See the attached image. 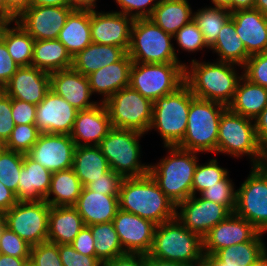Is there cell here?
Returning <instances> with one entry per match:
<instances>
[{
    "mask_svg": "<svg viewBox=\"0 0 267 266\" xmlns=\"http://www.w3.org/2000/svg\"><path fill=\"white\" fill-rule=\"evenodd\" d=\"M118 199L119 209L136 214L156 225L176 217V205L149 174L123 178Z\"/></svg>",
    "mask_w": 267,
    "mask_h": 266,
    "instance_id": "6da1fadb",
    "label": "cell"
},
{
    "mask_svg": "<svg viewBox=\"0 0 267 266\" xmlns=\"http://www.w3.org/2000/svg\"><path fill=\"white\" fill-rule=\"evenodd\" d=\"M235 66L239 65L221 61L200 62L193 59L191 66H185V83L194 97L228 106L243 76V74L238 75Z\"/></svg>",
    "mask_w": 267,
    "mask_h": 266,
    "instance_id": "7a4b0ae2",
    "label": "cell"
},
{
    "mask_svg": "<svg viewBox=\"0 0 267 266\" xmlns=\"http://www.w3.org/2000/svg\"><path fill=\"white\" fill-rule=\"evenodd\" d=\"M164 148L167 149L169 156L161 158L158 164H149L148 174L177 206L192 196V183L199 153L177 146H164Z\"/></svg>",
    "mask_w": 267,
    "mask_h": 266,
    "instance_id": "3957f363",
    "label": "cell"
},
{
    "mask_svg": "<svg viewBox=\"0 0 267 266\" xmlns=\"http://www.w3.org/2000/svg\"><path fill=\"white\" fill-rule=\"evenodd\" d=\"M228 107L222 103L194 98L183 140L177 147L198 153H216L219 124Z\"/></svg>",
    "mask_w": 267,
    "mask_h": 266,
    "instance_id": "277c9868",
    "label": "cell"
},
{
    "mask_svg": "<svg viewBox=\"0 0 267 266\" xmlns=\"http://www.w3.org/2000/svg\"><path fill=\"white\" fill-rule=\"evenodd\" d=\"M189 86L184 83L173 93L153 102L152 122L149 131L157 130L164 146H177L185 136L191 101Z\"/></svg>",
    "mask_w": 267,
    "mask_h": 266,
    "instance_id": "5b68a950",
    "label": "cell"
},
{
    "mask_svg": "<svg viewBox=\"0 0 267 266\" xmlns=\"http://www.w3.org/2000/svg\"><path fill=\"white\" fill-rule=\"evenodd\" d=\"M150 256L190 265L204 255L203 238L188 230L176 217L156 226Z\"/></svg>",
    "mask_w": 267,
    "mask_h": 266,
    "instance_id": "8992f818",
    "label": "cell"
},
{
    "mask_svg": "<svg viewBox=\"0 0 267 266\" xmlns=\"http://www.w3.org/2000/svg\"><path fill=\"white\" fill-rule=\"evenodd\" d=\"M217 153L236 158L246 155L252 166L262 165L265 152L259 144L254 120L227 108L220 118Z\"/></svg>",
    "mask_w": 267,
    "mask_h": 266,
    "instance_id": "52a82bcc",
    "label": "cell"
},
{
    "mask_svg": "<svg viewBox=\"0 0 267 266\" xmlns=\"http://www.w3.org/2000/svg\"><path fill=\"white\" fill-rule=\"evenodd\" d=\"M143 133L112 127L98 145L106 157L110 169L123 178L142 177L148 174L150 165L141 163L140 138Z\"/></svg>",
    "mask_w": 267,
    "mask_h": 266,
    "instance_id": "ba28073f",
    "label": "cell"
},
{
    "mask_svg": "<svg viewBox=\"0 0 267 266\" xmlns=\"http://www.w3.org/2000/svg\"><path fill=\"white\" fill-rule=\"evenodd\" d=\"M172 39V35L162 30L150 18L135 19L127 53L133 62L181 63Z\"/></svg>",
    "mask_w": 267,
    "mask_h": 266,
    "instance_id": "9c48e42d",
    "label": "cell"
},
{
    "mask_svg": "<svg viewBox=\"0 0 267 266\" xmlns=\"http://www.w3.org/2000/svg\"><path fill=\"white\" fill-rule=\"evenodd\" d=\"M186 63L133 62L130 87L154 102L173 93L185 83Z\"/></svg>",
    "mask_w": 267,
    "mask_h": 266,
    "instance_id": "30bf717a",
    "label": "cell"
},
{
    "mask_svg": "<svg viewBox=\"0 0 267 266\" xmlns=\"http://www.w3.org/2000/svg\"><path fill=\"white\" fill-rule=\"evenodd\" d=\"M104 104L112 127L135 130L143 134L149 132L153 102L130 86L114 93Z\"/></svg>",
    "mask_w": 267,
    "mask_h": 266,
    "instance_id": "8fae6325",
    "label": "cell"
},
{
    "mask_svg": "<svg viewBox=\"0 0 267 266\" xmlns=\"http://www.w3.org/2000/svg\"><path fill=\"white\" fill-rule=\"evenodd\" d=\"M50 205L43 200L18 201L3 213L6 227L29 245H38L48 239Z\"/></svg>",
    "mask_w": 267,
    "mask_h": 266,
    "instance_id": "7c38bea8",
    "label": "cell"
},
{
    "mask_svg": "<svg viewBox=\"0 0 267 266\" xmlns=\"http://www.w3.org/2000/svg\"><path fill=\"white\" fill-rule=\"evenodd\" d=\"M234 213L262 233L267 231V168L252 166L250 174L237 189Z\"/></svg>",
    "mask_w": 267,
    "mask_h": 266,
    "instance_id": "4fadbf2b",
    "label": "cell"
},
{
    "mask_svg": "<svg viewBox=\"0 0 267 266\" xmlns=\"http://www.w3.org/2000/svg\"><path fill=\"white\" fill-rule=\"evenodd\" d=\"M179 210V211H178ZM231 212L221 204L192 195L176 206V218L202 238Z\"/></svg>",
    "mask_w": 267,
    "mask_h": 266,
    "instance_id": "5bb4252c",
    "label": "cell"
},
{
    "mask_svg": "<svg viewBox=\"0 0 267 266\" xmlns=\"http://www.w3.org/2000/svg\"><path fill=\"white\" fill-rule=\"evenodd\" d=\"M76 144L70 135L41 133L27 155L51 172L73 167Z\"/></svg>",
    "mask_w": 267,
    "mask_h": 266,
    "instance_id": "9a60e30c",
    "label": "cell"
},
{
    "mask_svg": "<svg viewBox=\"0 0 267 266\" xmlns=\"http://www.w3.org/2000/svg\"><path fill=\"white\" fill-rule=\"evenodd\" d=\"M112 223L125 253L143 255L150 253L157 226L155 223L121 209L118 210Z\"/></svg>",
    "mask_w": 267,
    "mask_h": 266,
    "instance_id": "2e32d148",
    "label": "cell"
},
{
    "mask_svg": "<svg viewBox=\"0 0 267 266\" xmlns=\"http://www.w3.org/2000/svg\"><path fill=\"white\" fill-rule=\"evenodd\" d=\"M134 19L120 12L90 11V31L93 43L129 50Z\"/></svg>",
    "mask_w": 267,
    "mask_h": 266,
    "instance_id": "e0dca14e",
    "label": "cell"
},
{
    "mask_svg": "<svg viewBox=\"0 0 267 266\" xmlns=\"http://www.w3.org/2000/svg\"><path fill=\"white\" fill-rule=\"evenodd\" d=\"M73 11L70 7L30 6L17 19L34 40L57 39Z\"/></svg>",
    "mask_w": 267,
    "mask_h": 266,
    "instance_id": "ac0fdd59",
    "label": "cell"
},
{
    "mask_svg": "<svg viewBox=\"0 0 267 266\" xmlns=\"http://www.w3.org/2000/svg\"><path fill=\"white\" fill-rule=\"evenodd\" d=\"M77 112L78 110L50 89L37 105L35 125L41 133L70 135Z\"/></svg>",
    "mask_w": 267,
    "mask_h": 266,
    "instance_id": "d6986e66",
    "label": "cell"
},
{
    "mask_svg": "<svg viewBox=\"0 0 267 266\" xmlns=\"http://www.w3.org/2000/svg\"><path fill=\"white\" fill-rule=\"evenodd\" d=\"M259 232L246 219L231 213L203 237L204 255H214L220 249L251 241Z\"/></svg>",
    "mask_w": 267,
    "mask_h": 266,
    "instance_id": "ffe728a7",
    "label": "cell"
},
{
    "mask_svg": "<svg viewBox=\"0 0 267 266\" xmlns=\"http://www.w3.org/2000/svg\"><path fill=\"white\" fill-rule=\"evenodd\" d=\"M50 90V73L31 66H21L3 87L11 98L38 105Z\"/></svg>",
    "mask_w": 267,
    "mask_h": 266,
    "instance_id": "44dd1931",
    "label": "cell"
},
{
    "mask_svg": "<svg viewBox=\"0 0 267 266\" xmlns=\"http://www.w3.org/2000/svg\"><path fill=\"white\" fill-rule=\"evenodd\" d=\"M50 89L78 111L90 109L100 103L90 100L93 94L88 76L72 67L50 73Z\"/></svg>",
    "mask_w": 267,
    "mask_h": 266,
    "instance_id": "7402d4cb",
    "label": "cell"
},
{
    "mask_svg": "<svg viewBox=\"0 0 267 266\" xmlns=\"http://www.w3.org/2000/svg\"><path fill=\"white\" fill-rule=\"evenodd\" d=\"M111 128L108 110L100 102L90 109L77 112L70 136L76 146H98Z\"/></svg>",
    "mask_w": 267,
    "mask_h": 266,
    "instance_id": "603a6c76",
    "label": "cell"
},
{
    "mask_svg": "<svg viewBox=\"0 0 267 266\" xmlns=\"http://www.w3.org/2000/svg\"><path fill=\"white\" fill-rule=\"evenodd\" d=\"M231 17L236 32L250 55L267 51V16L252 8L231 12Z\"/></svg>",
    "mask_w": 267,
    "mask_h": 266,
    "instance_id": "cb8c5ba5",
    "label": "cell"
},
{
    "mask_svg": "<svg viewBox=\"0 0 267 266\" xmlns=\"http://www.w3.org/2000/svg\"><path fill=\"white\" fill-rule=\"evenodd\" d=\"M132 64V59L126 53L119 61L88 75L92 94L102 95L100 102L105 103L114 93L128 87Z\"/></svg>",
    "mask_w": 267,
    "mask_h": 266,
    "instance_id": "d4e9b609",
    "label": "cell"
},
{
    "mask_svg": "<svg viewBox=\"0 0 267 266\" xmlns=\"http://www.w3.org/2000/svg\"><path fill=\"white\" fill-rule=\"evenodd\" d=\"M85 226L112 222L119 210L118 196L103 195L83 187L74 205Z\"/></svg>",
    "mask_w": 267,
    "mask_h": 266,
    "instance_id": "484cf974",
    "label": "cell"
},
{
    "mask_svg": "<svg viewBox=\"0 0 267 266\" xmlns=\"http://www.w3.org/2000/svg\"><path fill=\"white\" fill-rule=\"evenodd\" d=\"M52 172L24 154L17 186L19 201L43 200L49 191Z\"/></svg>",
    "mask_w": 267,
    "mask_h": 266,
    "instance_id": "4316f807",
    "label": "cell"
},
{
    "mask_svg": "<svg viewBox=\"0 0 267 266\" xmlns=\"http://www.w3.org/2000/svg\"><path fill=\"white\" fill-rule=\"evenodd\" d=\"M85 226L74 206H51L49 210L47 241L71 244Z\"/></svg>",
    "mask_w": 267,
    "mask_h": 266,
    "instance_id": "83f0119b",
    "label": "cell"
},
{
    "mask_svg": "<svg viewBox=\"0 0 267 266\" xmlns=\"http://www.w3.org/2000/svg\"><path fill=\"white\" fill-rule=\"evenodd\" d=\"M227 107L236 114L255 120L267 107V89L242 76Z\"/></svg>",
    "mask_w": 267,
    "mask_h": 266,
    "instance_id": "f1b7e54d",
    "label": "cell"
},
{
    "mask_svg": "<svg viewBox=\"0 0 267 266\" xmlns=\"http://www.w3.org/2000/svg\"><path fill=\"white\" fill-rule=\"evenodd\" d=\"M73 58L92 43L90 10H73L57 38Z\"/></svg>",
    "mask_w": 267,
    "mask_h": 266,
    "instance_id": "f546056e",
    "label": "cell"
},
{
    "mask_svg": "<svg viewBox=\"0 0 267 266\" xmlns=\"http://www.w3.org/2000/svg\"><path fill=\"white\" fill-rule=\"evenodd\" d=\"M126 53L121 47L92 42L72 58V68L88 76L99 68L119 61Z\"/></svg>",
    "mask_w": 267,
    "mask_h": 266,
    "instance_id": "4dcf8cb0",
    "label": "cell"
},
{
    "mask_svg": "<svg viewBox=\"0 0 267 266\" xmlns=\"http://www.w3.org/2000/svg\"><path fill=\"white\" fill-rule=\"evenodd\" d=\"M263 234L259 232L251 241L220 249L209 257L215 266H250L267 250Z\"/></svg>",
    "mask_w": 267,
    "mask_h": 266,
    "instance_id": "1f68e13d",
    "label": "cell"
},
{
    "mask_svg": "<svg viewBox=\"0 0 267 266\" xmlns=\"http://www.w3.org/2000/svg\"><path fill=\"white\" fill-rule=\"evenodd\" d=\"M33 67L52 73L72 67V57L58 39L35 40Z\"/></svg>",
    "mask_w": 267,
    "mask_h": 266,
    "instance_id": "d6a6232c",
    "label": "cell"
},
{
    "mask_svg": "<svg viewBox=\"0 0 267 266\" xmlns=\"http://www.w3.org/2000/svg\"><path fill=\"white\" fill-rule=\"evenodd\" d=\"M150 19L173 36L193 19V11L188 0H159Z\"/></svg>",
    "mask_w": 267,
    "mask_h": 266,
    "instance_id": "836d02e7",
    "label": "cell"
},
{
    "mask_svg": "<svg viewBox=\"0 0 267 266\" xmlns=\"http://www.w3.org/2000/svg\"><path fill=\"white\" fill-rule=\"evenodd\" d=\"M72 168L83 187L111 170L99 146H76Z\"/></svg>",
    "mask_w": 267,
    "mask_h": 266,
    "instance_id": "e575fe53",
    "label": "cell"
},
{
    "mask_svg": "<svg viewBox=\"0 0 267 266\" xmlns=\"http://www.w3.org/2000/svg\"><path fill=\"white\" fill-rule=\"evenodd\" d=\"M209 49L218 54V61L239 65L241 69L251 56L236 32L232 17L220 29L215 43Z\"/></svg>",
    "mask_w": 267,
    "mask_h": 266,
    "instance_id": "d590c367",
    "label": "cell"
},
{
    "mask_svg": "<svg viewBox=\"0 0 267 266\" xmlns=\"http://www.w3.org/2000/svg\"><path fill=\"white\" fill-rule=\"evenodd\" d=\"M82 188L73 168L55 171L52 172L50 188L44 200L50 206H74Z\"/></svg>",
    "mask_w": 267,
    "mask_h": 266,
    "instance_id": "8d00e7d4",
    "label": "cell"
},
{
    "mask_svg": "<svg viewBox=\"0 0 267 266\" xmlns=\"http://www.w3.org/2000/svg\"><path fill=\"white\" fill-rule=\"evenodd\" d=\"M15 22V23H14ZM8 21L2 28L0 38L6 44L8 53L21 66H31L34 38L16 21ZM11 23L13 27H11Z\"/></svg>",
    "mask_w": 267,
    "mask_h": 266,
    "instance_id": "74e56055",
    "label": "cell"
},
{
    "mask_svg": "<svg viewBox=\"0 0 267 266\" xmlns=\"http://www.w3.org/2000/svg\"><path fill=\"white\" fill-rule=\"evenodd\" d=\"M88 227L94 237L96 258L101 263L126 254L112 222L93 224Z\"/></svg>",
    "mask_w": 267,
    "mask_h": 266,
    "instance_id": "f35d334b",
    "label": "cell"
},
{
    "mask_svg": "<svg viewBox=\"0 0 267 266\" xmlns=\"http://www.w3.org/2000/svg\"><path fill=\"white\" fill-rule=\"evenodd\" d=\"M230 17L229 10L216 6H206L193 13V20L197 23L209 48L215 43L220 29Z\"/></svg>",
    "mask_w": 267,
    "mask_h": 266,
    "instance_id": "ab89813d",
    "label": "cell"
},
{
    "mask_svg": "<svg viewBox=\"0 0 267 266\" xmlns=\"http://www.w3.org/2000/svg\"><path fill=\"white\" fill-rule=\"evenodd\" d=\"M24 154L4 148L0 152V182L12 190L17 197L19 176L23 167Z\"/></svg>",
    "mask_w": 267,
    "mask_h": 266,
    "instance_id": "60d3db41",
    "label": "cell"
},
{
    "mask_svg": "<svg viewBox=\"0 0 267 266\" xmlns=\"http://www.w3.org/2000/svg\"><path fill=\"white\" fill-rule=\"evenodd\" d=\"M228 174V169L220 167L216 158L209 159L208 162L200 165L198 162L193 177L192 195H197V192L200 194L208 187L216 185L217 182L224 179Z\"/></svg>",
    "mask_w": 267,
    "mask_h": 266,
    "instance_id": "b9f144b4",
    "label": "cell"
},
{
    "mask_svg": "<svg viewBox=\"0 0 267 266\" xmlns=\"http://www.w3.org/2000/svg\"><path fill=\"white\" fill-rule=\"evenodd\" d=\"M232 181L228 174L224 179L217 182L216 185L208 187L199 195L203 199L224 205L231 213H234L237 190H235V184Z\"/></svg>",
    "mask_w": 267,
    "mask_h": 266,
    "instance_id": "7bdbcfd3",
    "label": "cell"
},
{
    "mask_svg": "<svg viewBox=\"0 0 267 266\" xmlns=\"http://www.w3.org/2000/svg\"><path fill=\"white\" fill-rule=\"evenodd\" d=\"M40 134L36 125H15L10 137L4 143V147L14 152L27 154L38 141Z\"/></svg>",
    "mask_w": 267,
    "mask_h": 266,
    "instance_id": "ee69618b",
    "label": "cell"
},
{
    "mask_svg": "<svg viewBox=\"0 0 267 266\" xmlns=\"http://www.w3.org/2000/svg\"><path fill=\"white\" fill-rule=\"evenodd\" d=\"M173 39L176 40L179 48L189 53H195L205 47L209 49L197 23L193 19L178 30L173 35Z\"/></svg>",
    "mask_w": 267,
    "mask_h": 266,
    "instance_id": "f6af8a7d",
    "label": "cell"
},
{
    "mask_svg": "<svg viewBox=\"0 0 267 266\" xmlns=\"http://www.w3.org/2000/svg\"><path fill=\"white\" fill-rule=\"evenodd\" d=\"M29 264L31 266H63L58 244L45 241L31 246Z\"/></svg>",
    "mask_w": 267,
    "mask_h": 266,
    "instance_id": "bcb514c9",
    "label": "cell"
},
{
    "mask_svg": "<svg viewBox=\"0 0 267 266\" xmlns=\"http://www.w3.org/2000/svg\"><path fill=\"white\" fill-rule=\"evenodd\" d=\"M242 71L243 76L250 82L267 89V51L251 55Z\"/></svg>",
    "mask_w": 267,
    "mask_h": 266,
    "instance_id": "7dc6e473",
    "label": "cell"
},
{
    "mask_svg": "<svg viewBox=\"0 0 267 266\" xmlns=\"http://www.w3.org/2000/svg\"><path fill=\"white\" fill-rule=\"evenodd\" d=\"M31 245L5 227L0 236V252L7 256L30 258Z\"/></svg>",
    "mask_w": 267,
    "mask_h": 266,
    "instance_id": "c3c4849f",
    "label": "cell"
},
{
    "mask_svg": "<svg viewBox=\"0 0 267 266\" xmlns=\"http://www.w3.org/2000/svg\"><path fill=\"white\" fill-rule=\"evenodd\" d=\"M122 14L135 19L150 18L159 0H115Z\"/></svg>",
    "mask_w": 267,
    "mask_h": 266,
    "instance_id": "681fc988",
    "label": "cell"
},
{
    "mask_svg": "<svg viewBox=\"0 0 267 266\" xmlns=\"http://www.w3.org/2000/svg\"><path fill=\"white\" fill-rule=\"evenodd\" d=\"M123 177L112 169L106 171L100 178L89 183L86 187L103 195L118 196Z\"/></svg>",
    "mask_w": 267,
    "mask_h": 266,
    "instance_id": "f907efd6",
    "label": "cell"
},
{
    "mask_svg": "<svg viewBox=\"0 0 267 266\" xmlns=\"http://www.w3.org/2000/svg\"><path fill=\"white\" fill-rule=\"evenodd\" d=\"M63 266H100L102 263L96 256H86L76 251L71 244L58 245Z\"/></svg>",
    "mask_w": 267,
    "mask_h": 266,
    "instance_id": "816d5d0a",
    "label": "cell"
},
{
    "mask_svg": "<svg viewBox=\"0 0 267 266\" xmlns=\"http://www.w3.org/2000/svg\"><path fill=\"white\" fill-rule=\"evenodd\" d=\"M15 127L12 116V99L2 91L0 93V140L5 143Z\"/></svg>",
    "mask_w": 267,
    "mask_h": 266,
    "instance_id": "f5cc1de1",
    "label": "cell"
},
{
    "mask_svg": "<svg viewBox=\"0 0 267 266\" xmlns=\"http://www.w3.org/2000/svg\"><path fill=\"white\" fill-rule=\"evenodd\" d=\"M37 105L12 99V116L15 125H35Z\"/></svg>",
    "mask_w": 267,
    "mask_h": 266,
    "instance_id": "db71d44e",
    "label": "cell"
},
{
    "mask_svg": "<svg viewBox=\"0 0 267 266\" xmlns=\"http://www.w3.org/2000/svg\"><path fill=\"white\" fill-rule=\"evenodd\" d=\"M19 67L8 53L6 44L0 38V85L2 88L9 82Z\"/></svg>",
    "mask_w": 267,
    "mask_h": 266,
    "instance_id": "11a10c76",
    "label": "cell"
},
{
    "mask_svg": "<svg viewBox=\"0 0 267 266\" xmlns=\"http://www.w3.org/2000/svg\"><path fill=\"white\" fill-rule=\"evenodd\" d=\"M94 244V237L88 226H84L71 243L76 251L86 256H96Z\"/></svg>",
    "mask_w": 267,
    "mask_h": 266,
    "instance_id": "9f6ffc18",
    "label": "cell"
},
{
    "mask_svg": "<svg viewBox=\"0 0 267 266\" xmlns=\"http://www.w3.org/2000/svg\"><path fill=\"white\" fill-rule=\"evenodd\" d=\"M103 266H145V255L126 253L105 261Z\"/></svg>",
    "mask_w": 267,
    "mask_h": 266,
    "instance_id": "6f0895ef",
    "label": "cell"
},
{
    "mask_svg": "<svg viewBox=\"0 0 267 266\" xmlns=\"http://www.w3.org/2000/svg\"><path fill=\"white\" fill-rule=\"evenodd\" d=\"M31 0H5L6 20L14 22L30 7Z\"/></svg>",
    "mask_w": 267,
    "mask_h": 266,
    "instance_id": "680465c9",
    "label": "cell"
},
{
    "mask_svg": "<svg viewBox=\"0 0 267 266\" xmlns=\"http://www.w3.org/2000/svg\"><path fill=\"white\" fill-rule=\"evenodd\" d=\"M256 134L261 148L267 151V107L254 120Z\"/></svg>",
    "mask_w": 267,
    "mask_h": 266,
    "instance_id": "91938a15",
    "label": "cell"
},
{
    "mask_svg": "<svg viewBox=\"0 0 267 266\" xmlns=\"http://www.w3.org/2000/svg\"><path fill=\"white\" fill-rule=\"evenodd\" d=\"M18 201L16 194L0 182V211L5 213Z\"/></svg>",
    "mask_w": 267,
    "mask_h": 266,
    "instance_id": "94428289",
    "label": "cell"
},
{
    "mask_svg": "<svg viewBox=\"0 0 267 266\" xmlns=\"http://www.w3.org/2000/svg\"><path fill=\"white\" fill-rule=\"evenodd\" d=\"M29 258H18L13 256L0 255V266H28Z\"/></svg>",
    "mask_w": 267,
    "mask_h": 266,
    "instance_id": "6125c7cd",
    "label": "cell"
},
{
    "mask_svg": "<svg viewBox=\"0 0 267 266\" xmlns=\"http://www.w3.org/2000/svg\"><path fill=\"white\" fill-rule=\"evenodd\" d=\"M73 10H95L97 0H69Z\"/></svg>",
    "mask_w": 267,
    "mask_h": 266,
    "instance_id": "be15d7a7",
    "label": "cell"
},
{
    "mask_svg": "<svg viewBox=\"0 0 267 266\" xmlns=\"http://www.w3.org/2000/svg\"><path fill=\"white\" fill-rule=\"evenodd\" d=\"M145 266H189V265L182 262L159 260L147 254L145 255Z\"/></svg>",
    "mask_w": 267,
    "mask_h": 266,
    "instance_id": "e7e4bbea",
    "label": "cell"
},
{
    "mask_svg": "<svg viewBox=\"0 0 267 266\" xmlns=\"http://www.w3.org/2000/svg\"><path fill=\"white\" fill-rule=\"evenodd\" d=\"M30 6L70 7V1L69 0H31Z\"/></svg>",
    "mask_w": 267,
    "mask_h": 266,
    "instance_id": "03108f58",
    "label": "cell"
},
{
    "mask_svg": "<svg viewBox=\"0 0 267 266\" xmlns=\"http://www.w3.org/2000/svg\"><path fill=\"white\" fill-rule=\"evenodd\" d=\"M255 0H231V12L254 8Z\"/></svg>",
    "mask_w": 267,
    "mask_h": 266,
    "instance_id": "003e7915",
    "label": "cell"
},
{
    "mask_svg": "<svg viewBox=\"0 0 267 266\" xmlns=\"http://www.w3.org/2000/svg\"><path fill=\"white\" fill-rule=\"evenodd\" d=\"M189 266H215L214 261L207 255L193 261Z\"/></svg>",
    "mask_w": 267,
    "mask_h": 266,
    "instance_id": "a7ac6f4b",
    "label": "cell"
},
{
    "mask_svg": "<svg viewBox=\"0 0 267 266\" xmlns=\"http://www.w3.org/2000/svg\"><path fill=\"white\" fill-rule=\"evenodd\" d=\"M254 8L258 9L264 16H267V0H255Z\"/></svg>",
    "mask_w": 267,
    "mask_h": 266,
    "instance_id": "89a4df30",
    "label": "cell"
},
{
    "mask_svg": "<svg viewBox=\"0 0 267 266\" xmlns=\"http://www.w3.org/2000/svg\"><path fill=\"white\" fill-rule=\"evenodd\" d=\"M213 6L225 8L231 12V0H211Z\"/></svg>",
    "mask_w": 267,
    "mask_h": 266,
    "instance_id": "2644e50d",
    "label": "cell"
},
{
    "mask_svg": "<svg viewBox=\"0 0 267 266\" xmlns=\"http://www.w3.org/2000/svg\"><path fill=\"white\" fill-rule=\"evenodd\" d=\"M250 266H267V250Z\"/></svg>",
    "mask_w": 267,
    "mask_h": 266,
    "instance_id": "8c879c8a",
    "label": "cell"
},
{
    "mask_svg": "<svg viewBox=\"0 0 267 266\" xmlns=\"http://www.w3.org/2000/svg\"><path fill=\"white\" fill-rule=\"evenodd\" d=\"M0 16L6 20L5 0H0Z\"/></svg>",
    "mask_w": 267,
    "mask_h": 266,
    "instance_id": "753ad0ef",
    "label": "cell"
},
{
    "mask_svg": "<svg viewBox=\"0 0 267 266\" xmlns=\"http://www.w3.org/2000/svg\"><path fill=\"white\" fill-rule=\"evenodd\" d=\"M6 227L5 225V221L3 219V217L0 219V236H1V233L3 231V229Z\"/></svg>",
    "mask_w": 267,
    "mask_h": 266,
    "instance_id": "34e18365",
    "label": "cell"
},
{
    "mask_svg": "<svg viewBox=\"0 0 267 266\" xmlns=\"http://www.w3.org/2000/svg\"><path fill=\"white\" fill-rule=\"evenodd\" d=\"M8 21L5 20L3 17L0 16V34L3 26L7 23Z\"/></svg>",
    "mask_w": 267,
    "mask_h": 266,
    "instance_id": "11e5206c",
    "label": "cell"
},
{
    "mask_svg": "<svg viewBox=\"0 0 267 266\" xmlns=\"http://www.w3.org/2000/svg\"><path fill=\"white\" fill-rule=\"evenodd\" d=\"M263 165L267 168V151L265 152V159Z\"/></svg>",
    "mask_w": 267,
    "mask_h": 266,
    "instance_id": "2a66077c",
    "label": "cell"
},
{
    "mask_svg": "<svg viewBox=\"0 0 267 266\" xmlns=\"http://www.w3.org/2000/svg\"><path fill=\"white\" fill-rule=\"evenodd\" d=\"M4 143L0 140V152L4 149Z\"/></svg>",
    "mask_w": 267,
    "mask_h": 266,
    "instance_id": "b9fcfbb0",
    "label": "cell"
},
{
    "mask_svg": "<svg viewBox=\"0 0 267 266\" xmlns=\"http://www.w3.org/2000/svg\"><path fill=\"white\" fill-rule=\"evenodd\" d=\"M3 217V213L0 211V219Z\"/></svg>",
    "mask_w": 267,
    "mask_h": 266,
    "instance_id": "09005b40",
    "label": "cell"
},
{
    "mask_svg": "<svg viewBox=\"0 0 267 266\" xmlns=\"http://www.w3.org/2000/svg\"><path fill=\"white\" fill-rule=\"evenodd\" d=\"M3 91V88L1 87V85H0V93Z\"/></svg>",
    "mask_w": 267,
    "mask_h": 266,
    "instance_id": "979ff035",
    "label": "cell"
}]
</instances>
